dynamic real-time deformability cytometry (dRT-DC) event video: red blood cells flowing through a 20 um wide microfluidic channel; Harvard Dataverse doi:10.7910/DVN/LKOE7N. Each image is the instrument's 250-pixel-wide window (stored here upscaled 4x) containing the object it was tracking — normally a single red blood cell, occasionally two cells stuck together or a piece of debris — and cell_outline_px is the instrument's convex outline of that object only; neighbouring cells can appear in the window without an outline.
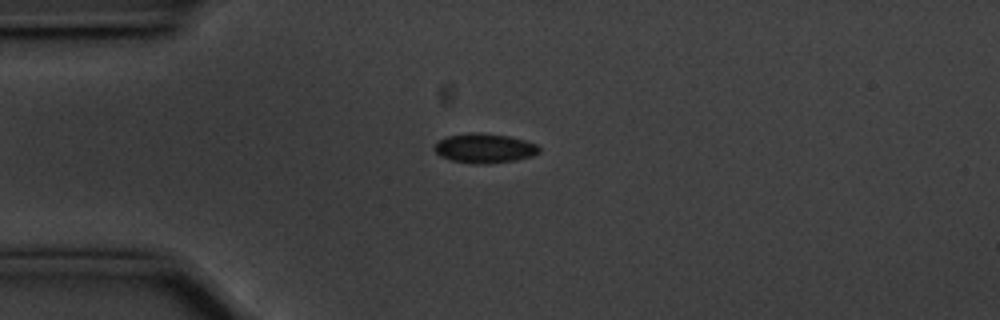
{"species": "common noctule bat (a hibernating species)", "species_latin": "Nyctalus noctula", "temperature_condition": "cold", "stored_images_in_passage": 55, "camera_frame_rate_fps": 3000, "um_per_image_px": 0.085, "animal": {"sex": "male", "body_mass_g": 20.1, "forearm_length_mm": 53.5}, "frame": {"image": 1, "passage_image": 13, "time_ms": 4.0, "image_size_px": [1000, 320], "cell_outline_px": [[540, 152], [532, 156], [516, 160], [484, 164], [472, 164], [452, 160], [440, 156], [432, 148], [440, 140], [448, 136], [468, 132], [476, 132], [508, 136], [524, 140], [536, 144], [540, 148]], "centroid_in_image_um": [41.18, 12.6], "position_along_channel_um": 43.8, "area_um2": 17.98}}
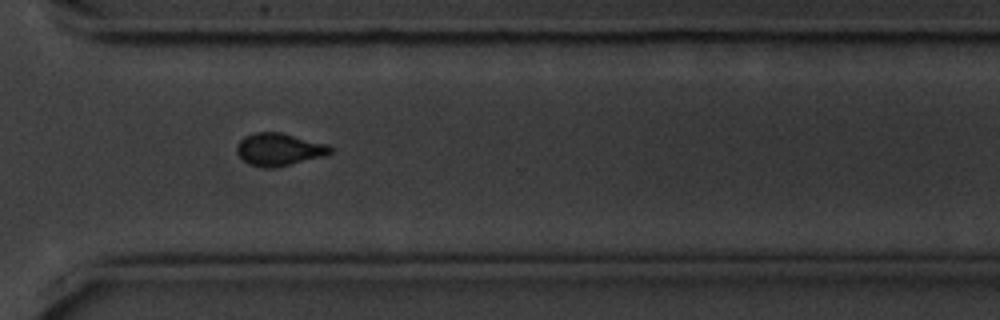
{"frame": {"image": 2, "passage_image": 40, "time_ms": 13.0, "image_size_px": [1000, 320], "cell_outline_px": [[332, 152], [328, 156], [268, 168], [252, 164], [244, 160], [236, 152], [236, 144], [244, 136], [256, 132], [280, 132], [328, 144], [332, 148]], "centroid_in_image_um": [23.75, 12.68], "position_along_channel_um": 346.9, "area_um2": 17.57}}
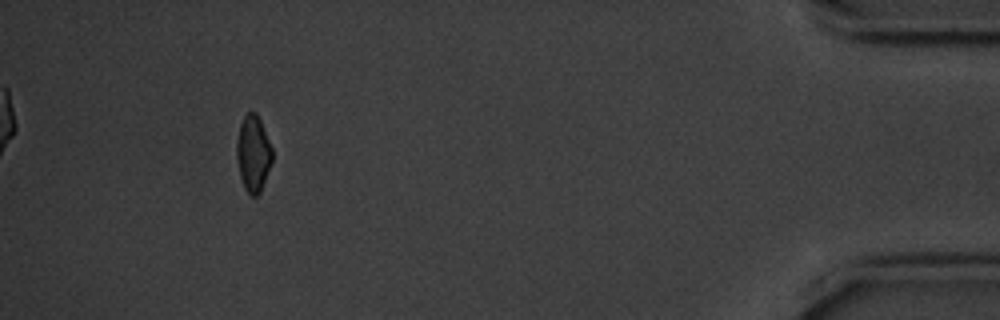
{"frame": {"image": 3, "passage_image": 51, "time_ms": 16.667, "image_size_px": [1000, 320], "cell_outline_px": [[272, 160], [260, 192], [256, 196], [252, 196], [244, 188], [240, 176], [236, 156], [236, 140], [240, 124], [244, 116], [248, 112], [256, 112], [260, 120], [272, 148]], "centroid_in_image_um": [21.5, 13.04], "position_along_channel_um": 413.7, "area_um2": 15.66}}